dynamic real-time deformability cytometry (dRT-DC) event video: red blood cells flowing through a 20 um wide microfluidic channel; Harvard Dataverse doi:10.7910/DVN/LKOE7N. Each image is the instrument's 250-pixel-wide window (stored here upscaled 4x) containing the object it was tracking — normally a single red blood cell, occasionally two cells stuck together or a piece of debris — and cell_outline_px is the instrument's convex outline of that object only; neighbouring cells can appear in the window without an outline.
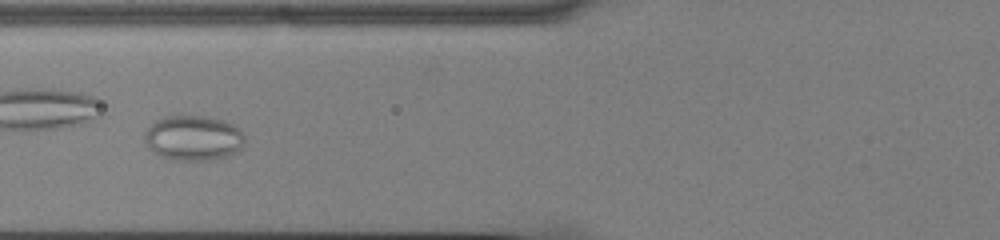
{"species": "common noctule bat (a hibernating species)", "species_latin": "Nyctalus noctula", "temperature_condition": "cold", "stored_images_in_passage": 42, "camera_frame_rate_fps": 3000, "um_per_image_px": 0.085, "animal": {"sex": "male", "body_mass_g": 13.0, "forearm_length_mm": 53.1}, "frame": {"image": 1, "passage_image": 13, "time_ms": 4.0, "image_size_px": [1000, 240], "cell_outline_px": [[244, 144], [236, 152], [228, 156], [212, 160], [172, 160], [160, 156], [148, 148], [144, 140], [144, 132], [156, 120], [164, 116], [208, 116], [224, 120], [240, 128], [244, 136]], "centroid_in_image_um": [16.43, 11.73], "position_along_channel_um": 109.4, "area_um2": 26.59}}